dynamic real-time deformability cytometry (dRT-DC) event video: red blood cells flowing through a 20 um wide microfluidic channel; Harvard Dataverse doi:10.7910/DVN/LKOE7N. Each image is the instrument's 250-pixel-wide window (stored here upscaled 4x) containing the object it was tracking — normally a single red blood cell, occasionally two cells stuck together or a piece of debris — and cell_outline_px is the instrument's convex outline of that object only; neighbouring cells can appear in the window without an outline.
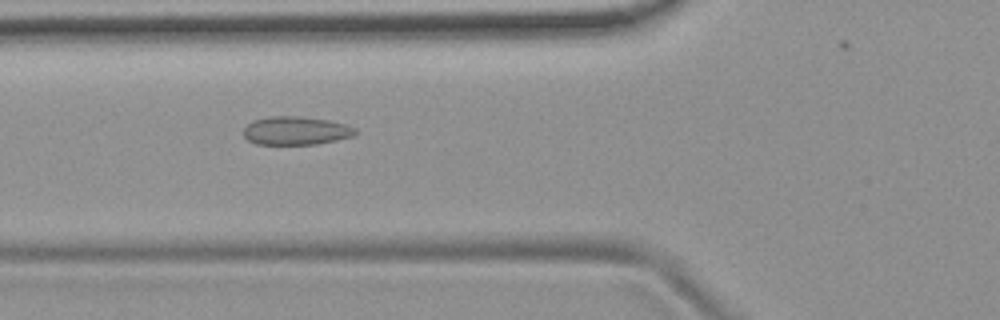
{"species": "common noctule bat (a hibernating species)", "species_latin": "Nyctalus noctula", "temperature_condition": "room temperature", "stored_images_in_passage": 35, "camera_frame_rate_fps": 3000, "um_per_image_px": 0.085, "animal": {"sex": "female", "body_mass_g": 19.9}, "frame": {"image": 1, "passage_image": 7, "time_ms": 2.0, "image_size_px": [1000, 320], "cell_outline_px": [[356, 132], [352, 136], [336, 140], [316, 144], [256, 144], [248, 140], [244, 136], [244, 128], [252, 120], [268, 116], [300, 116], [328, 120], [344, 124], [356, 128]], "centroid_in_image_um": [25.12, 11.1], "position_along_channel_um": 100.7, "area_um2": 18.44}}
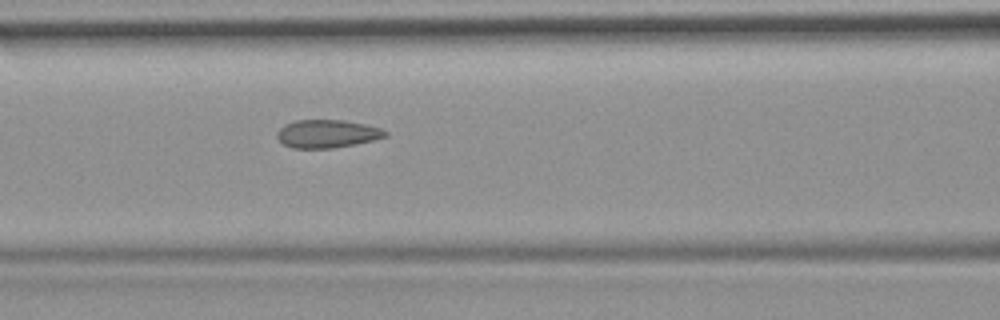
{"frame": {"image": 2, "passage_image": 10, "time_ms": 3.0, "image_size_px": [1000, 320], "cell_outline_px": [[388, 136], [372, 140], [332, 148], [292, 148], [284, 144], [276, 136], [276, 132], [284, 124], [296, 120], [344, 120], [364, 124], [380, 128], [388, 132]], "centroid_in_image_um": [27.78, 11.36], "position_along_channel_um": 138.8, "area_um2": 17.57}}
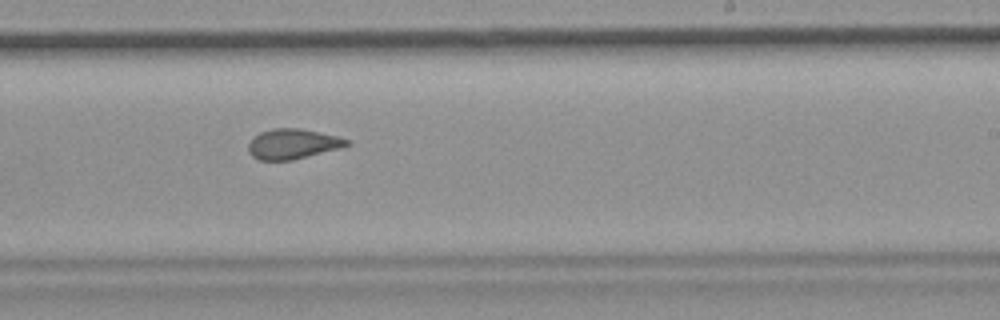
{"frame": {"image": 3, "passage_image": 20, "time_ms": 6.333, "image_size_px": [1000, 320], "cell_outline_px": [[352, 144], [340, 148], [292, 160], [260, 160], [252, 156], [248, 152], [248, 144], [260, 132], [272, 128], [300, 128], [340, 136], [348, 140]], "centroid_in_image_um": [24.9, 12.23], "position_along_channel_um": 264.1, "area_um2": 17.28}}